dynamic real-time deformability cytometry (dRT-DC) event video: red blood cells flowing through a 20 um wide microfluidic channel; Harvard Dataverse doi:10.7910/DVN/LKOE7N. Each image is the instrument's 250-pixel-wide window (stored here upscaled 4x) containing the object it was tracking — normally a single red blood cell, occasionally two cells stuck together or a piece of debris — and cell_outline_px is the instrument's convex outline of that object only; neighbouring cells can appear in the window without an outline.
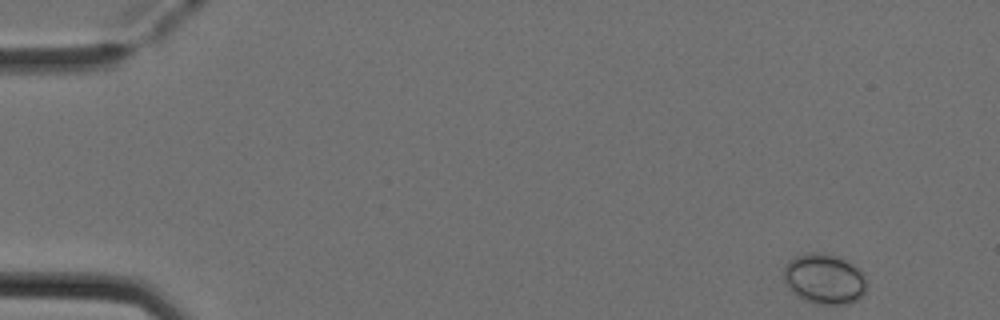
{"species": "Egyptian fruit bat (a non-hibernating species)", "species_latin": "Rousettus aegyptiacus", "temperature_condition": "cold", "stored_images_in_passage": 4, "camera_frame_rate_fps": 3000, "um_per_image_px": 0.085, "animal": {"sex": "female"}, "frame": {"image": 1, "passage_image": 1, "time_ms": 0.0, "image_size_px": [1000, 320], "cell_outline_px": [[868, 284], [864, 292], [856, 300], [848, 304], [816, 304], [804, 300], [796, 296], [788, 288], [784, 280], [784, 268], [788, 260], [796, 256], [808, 252], [836, 256], [860, 268], [864, 272]], "centroid_in_image_um": [70.07, 23.72], "position_along_channel_um": 14.9, "area_um2": 24.45}}
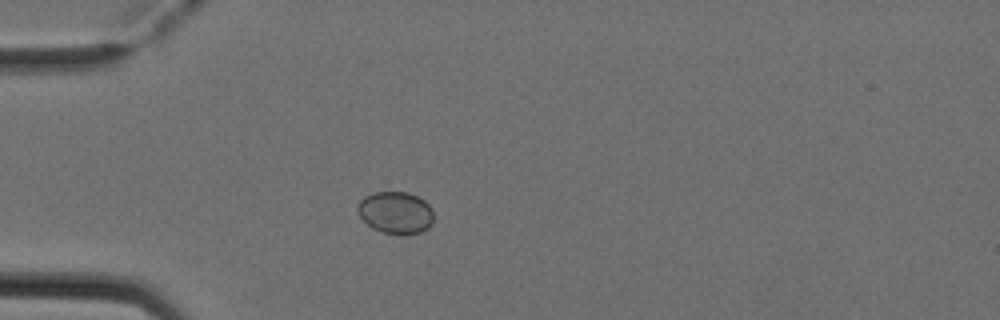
{"frame": {"image": 2, "passage_image": 4, "time_ms": 1.0, "image_size_px": [1000, 320], "cell_outline_px": [[432, 224], [428, 228], [420, 232], [404, 236], [400, 236], [384, 232], [372, 228], [360, 216], [356, 208], [360, 200], [364, 196], [372, 192], [408, 192], [424, 200], [432, 208]], "centroid_in_image_um": [33.63, 18.08], "position_along_channel_um": 51.4, "area_um2": 18.84}}